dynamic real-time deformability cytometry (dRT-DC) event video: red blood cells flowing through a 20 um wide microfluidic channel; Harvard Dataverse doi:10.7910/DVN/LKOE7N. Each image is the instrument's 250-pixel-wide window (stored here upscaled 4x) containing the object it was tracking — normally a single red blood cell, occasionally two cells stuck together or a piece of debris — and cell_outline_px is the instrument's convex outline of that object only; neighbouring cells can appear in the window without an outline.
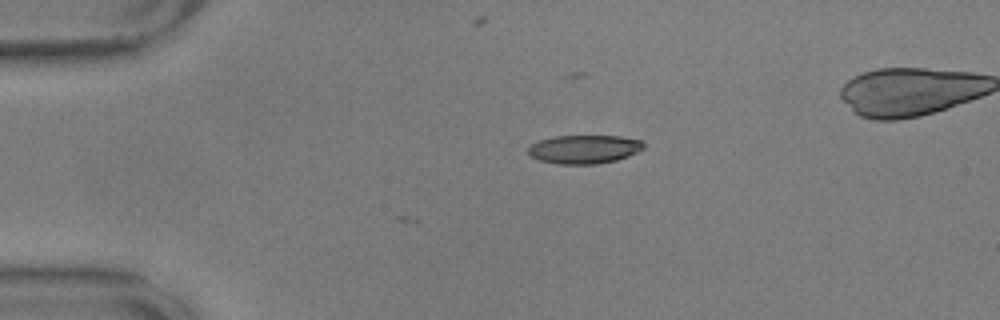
{"species": "common noctule bat (a hibernating species)", "species_latin": "Nyctalus noctula", "temperature_condition": "warm", "stored_images_in_passage": 2, "camera_frame_rate_fps": 3000, "um_per_image_px": 0.085, "animal": {"sex": "male", "body_mass_g": 17.9, "forearm_length_mm": 54.2}, "frame": {"image": 1, "passage_image": 2, "time_ms": 0.333, "image_size_px": [1000, 320], "cell_outline_px": [[644, 148], [628, 156], [616, 160], [596, 164], [560, 164], [540, 160], [532, 156], [528, 152], [528, 148], [532, 144], [540, 140], [552, 136], [620, 136], [644, 140]], "centroid_in_image_um": [49.69, 12.67], "position_along_channel_um": 35.3, "area_um2": 19.19}}